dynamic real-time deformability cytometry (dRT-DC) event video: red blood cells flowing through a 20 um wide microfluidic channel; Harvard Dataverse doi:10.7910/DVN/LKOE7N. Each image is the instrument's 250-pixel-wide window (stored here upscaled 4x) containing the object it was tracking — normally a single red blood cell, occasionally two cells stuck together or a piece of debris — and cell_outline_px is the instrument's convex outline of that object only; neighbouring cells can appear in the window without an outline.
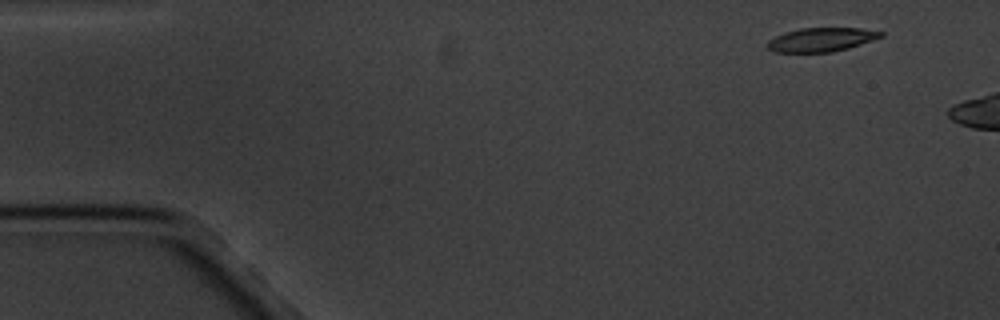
{"species": "common noctule bat (a hibernating species)", "species_latin": "Nyctalus noctula", "temperature_condition": "cold", "stored_images_in_passage": 3, "camera_frame_rate_fps": 3000, "um_per_image_px": 0.085, "animal": {"sex": "male", "body_mass_g": 20.1, "forearm_length_mm": 53.5}, "frame": {"image": 1, "passage_image": 1, "time_ms": 0.0, "image_size_px": [1000, 320], "cell_outline_px": [[884, 36], [848, 48], [832, 52], [776, 52], [768, 48], [764, 44], [768, 40], [784, 32], [800, 28], [860, 28], [884, 32]], "centroid_in_image_um": [69.78, 3.36], "position_along_channel_um": 15.2, "area_um2": 15.78}}